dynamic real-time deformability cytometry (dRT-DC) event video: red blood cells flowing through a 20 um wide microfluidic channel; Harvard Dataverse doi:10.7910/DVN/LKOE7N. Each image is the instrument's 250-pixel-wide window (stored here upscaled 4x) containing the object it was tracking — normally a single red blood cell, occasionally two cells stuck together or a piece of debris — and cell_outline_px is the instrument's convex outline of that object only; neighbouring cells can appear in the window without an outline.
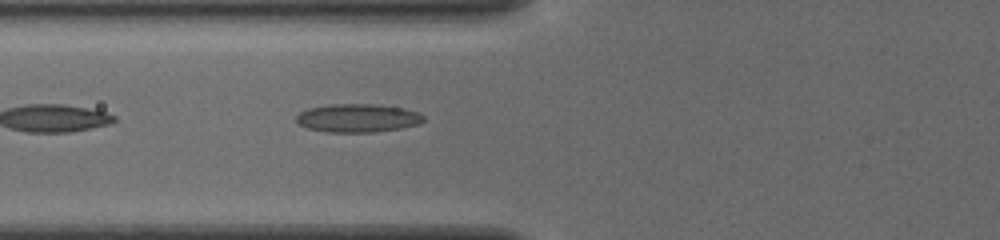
{"species": "common noctule bat (a hibernating species)", "species_latin": "Nyctalus noctula", "temperature_condition": "cold", "stored_images_in_passage": 35, "camera_frame_rate_fps": 3000, "um_per_image_px": 0.085, "animal": {"sex": "female", "body_mass_g": 19.5, "forearm_length_mm": 54.1}, "frame": {"image": 1, "passage_image": 3, "time_ms": 0.667, "image_size_px": [1000, 240], "cell_outline_px": [[424, 120], [420, 124], [400, 128], [376, 132], [328, 132], [308, 128], [300, 124], [296, 120], [296, 116], [300, 112], [308, 108], [332, 104], [372, 104], [404, 108], [420, 112], [424, 116]], "centroid_in_image_um": [30.44, 10.03], "position_along_channel_um": 95.4, "area_um2": 21.04}}
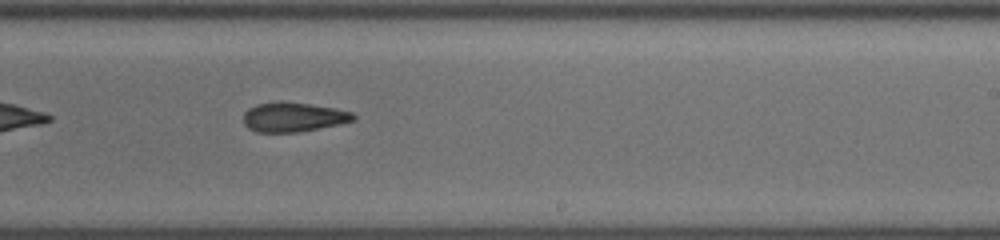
{"frame": {"image": 2, "passage_image": 16, "time_ms": 5.0, "image_size_px": [1000, 240], "cell_outline_px": [[356, 120], [296, 132], [256, 132], [248, 128], [244, 124], [244, 112], [248, 108], [256, 104], [276, 100], [284, 100], [336, 108], [352, 112], [356, 116]], "centroid_in_image_um": [24.89, 9.92], "position_along_channel_um": 264.1, "area_um2": 19.02}}
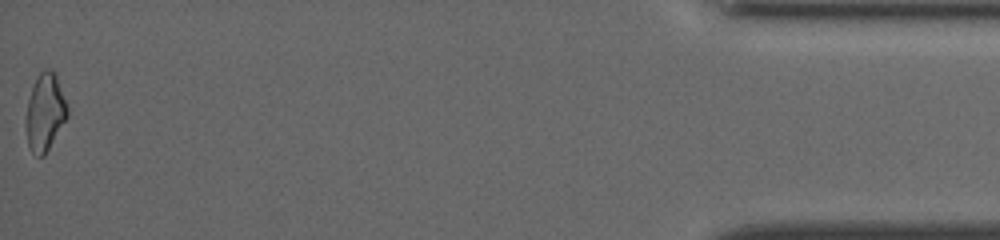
{"frame": {"image": 3, "passage_image": 35, "time_ms": 11.333, "image_size_px": [1000, 240], "cell_outline_px": [[68, 116], [44, 156], [36, 156], [32, 152], [28, 144], [24, 120], [28, 100], [36, 76], [44, 68], [52, 68], [56, 72], [68, 108]], "centroid_in_image_um": [3.82, 9.5], "position_along_channel_um": 431.4, "area_um2": 18.96}, "authors_computed_cell_mechanics": {"area_um2": 19.0162, "velocity_mm_per_s": 3.89, "shape_relaxation_time_tau1_ms": null, "shape_relaxation_time_tau2_ms": 4.8811, "deformation_change_tau1": null, "deformation_change_tau2": 0.1402}}